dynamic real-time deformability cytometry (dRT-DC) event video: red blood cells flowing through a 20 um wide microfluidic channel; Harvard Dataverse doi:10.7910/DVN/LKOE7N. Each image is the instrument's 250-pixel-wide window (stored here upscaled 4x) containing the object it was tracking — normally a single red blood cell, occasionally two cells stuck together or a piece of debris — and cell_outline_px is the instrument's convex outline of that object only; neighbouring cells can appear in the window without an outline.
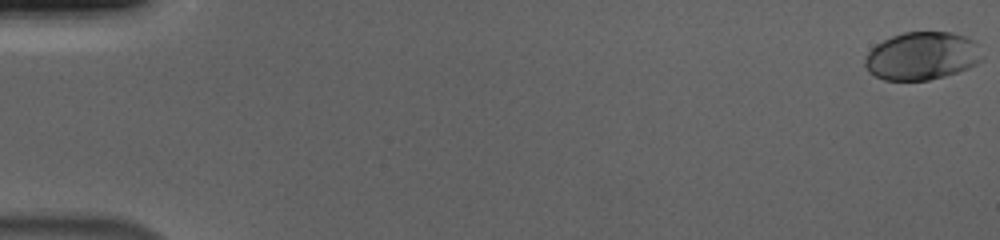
{"species": "human", "species_latin": "Homo sapiens", "temperature_condition": "cold", "stored_images_in_passage": 57, "camera_frame_rate_fps": 3000, "um_per_image_px": 0.085, "donor": {"sex": "male"}, "frame": {"image": 1, "passage_image": 1, "time_ms": 0.0, "image_size_px": [1000, 240], "cell_outline_px": [[984, 60], [968, 68], [944, 76], [928, 80], [884, 80], [868, 72], [864, 64], [864, 60], [868, 52], [876, 44], [892, 36], [904, 32], [952, 32], [964, 36], [972, 40], [976, 44], [984, 56]], "centroid_in_image_um": [78.37, 4.76], "position_along_channel_um": 6.6, "area_um2": 32.77}}
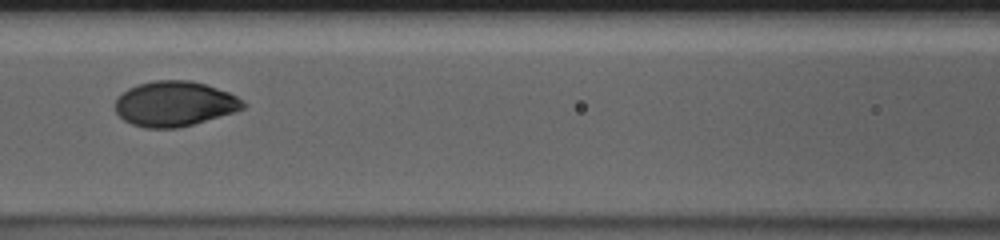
{"frame": {"image": 2, "passage_image": 27, "time_ms": 8.667, "image_size_px": [1000, 240], "cell_outline_px": [[248, 104], [244, 108], [236, 112], [192, 124], [176, 128], [144, 128], [132, 124], [124, 120], [116, 112], [116, 100], [128, 88], [140, 84], [156, 80], [192, 80], [228, 92], [244, 100]], "centroid_in_image_um": [14.87, 8.82], "position_along_channel_um": 151.7, "area_um2": 33.47}}
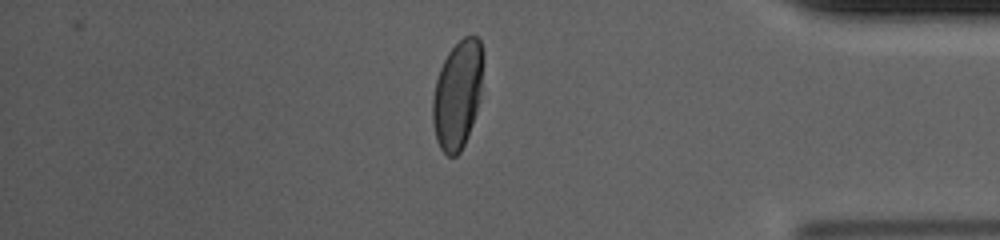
{"frame": {"image": 3, "passage_image": 49, "time_ms": 16.0, "image_size_px": [1000, 240], "cell_outline_px": [[484, 56], [480, 92], [476, 112], [468, 136], [460, 152], [456, 156], [448, 156], [440, 148], [436, 140], [432, 120], [432, 100], [436, 80], [440, 68], [448, 52], [464, 36], [476, 36], [480, 40], [484, 52]], "centroid_in_image_um": [38.89, 8.03], "position_along_channel_um": 396.3, "area_um2": 31.91}, "authors_computed_cell_mechanics": {"area_um2": 33.2928, "velocity_mm_per_s": 3.6954, "shape_relaxation_time_tau1_ms": 3.2697, "shape_relaxation_time_tau2_ms": null, "deformation_change_tau1": 0.1587, "deformation_change_tau2": null}}